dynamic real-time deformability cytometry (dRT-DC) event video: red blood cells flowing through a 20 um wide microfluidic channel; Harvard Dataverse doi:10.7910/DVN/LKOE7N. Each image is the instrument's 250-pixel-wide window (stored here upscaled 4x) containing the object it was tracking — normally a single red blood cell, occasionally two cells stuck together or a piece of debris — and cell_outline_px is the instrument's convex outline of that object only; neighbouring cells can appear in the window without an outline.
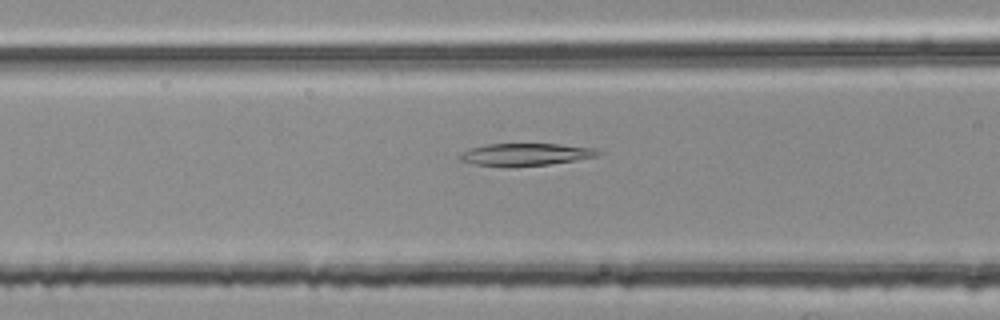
{"species": "common noctule bat (a hibernating species)", "species_latin": "Nyctalus noctula", "temperature_condition": "room temperature", "stored_images_in_passage": 53, "camera_frame_rate_fps": 3000, "um_per_image_px": 0.085, "animal": {"sex": "female", "body_mass_g": 25.1}, "frame": {"image": 1, "passage_image": 21, "time_ms": 6.667, "image_size_px": [1000, 320], "cell_outline_px": [[604, 152], [600, 156], [548, 164], [476, 164], [460, 160], [456, 156], [472, 148], [488, 144], [560, 144], [596, 148]], "centroid_in_image_um": [44.8, 13.08], "position_along_channel_um": 121.8, "area_um2": 17.17}}
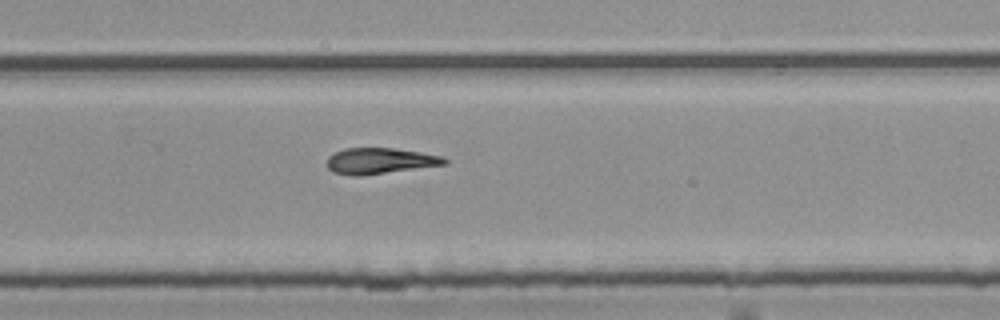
{"frame": {"image": 2, "passage_image": 35, "time_ms": 11.333, "image_size_px": [1000, 320], "cell_outline_px": [[448, 164], [360, 176], [352, 176], [332, 172], [328, 168], [328, 156], [344, 148], [392, 148], [420, 152], [444, 156], [448, 160]], "centroid_in_image_um": [32.31, 13.68], "position_along_channel_um": 297.5, "area_um2": 17.8}}
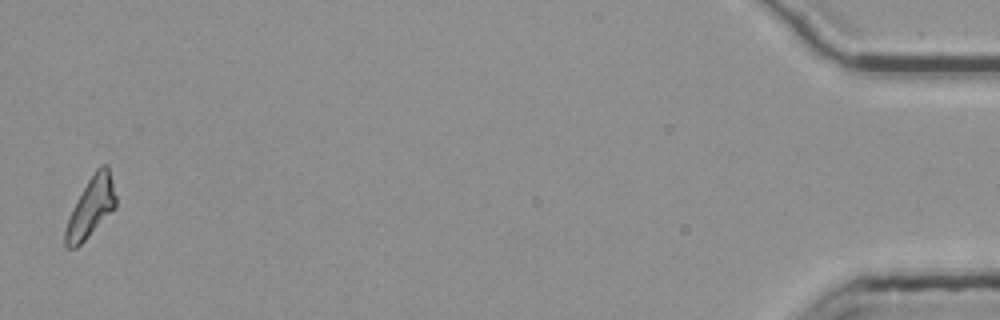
{"frame": {"image": 3, "passage_image": 53, "time_ms": 17.333, "image_size_px": [1000, 320], "cell_outline_px": [[116, 208], [76, 248], [68, 248], [64, 244], [64, 232], [72, 208], [88, 180], [96, 168], [100, 164], [108, 164], [116, 196]], "centroid_in_image_um": [7.73, 17.6], "position_along_channel_um": 427.5, "area_um2": 17.46}}